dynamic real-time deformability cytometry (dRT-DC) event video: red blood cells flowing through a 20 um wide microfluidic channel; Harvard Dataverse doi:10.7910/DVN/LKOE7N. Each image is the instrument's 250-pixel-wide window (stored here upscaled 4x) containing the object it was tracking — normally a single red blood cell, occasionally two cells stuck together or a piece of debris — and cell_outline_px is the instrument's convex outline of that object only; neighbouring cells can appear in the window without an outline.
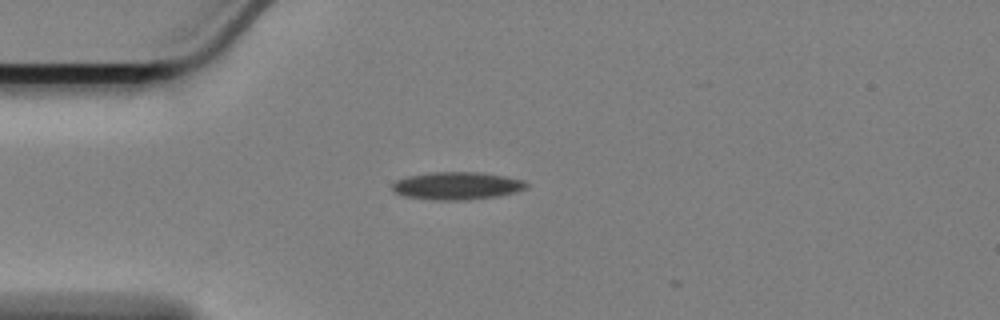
{"species": "Egyptian fruit bat (a non-hibernating species)", "species_latin": "Rousettus aegyptiacus", "temperature_condition": "cold", "stored_images_in_passage": 2, "camera_frame_rate_fps": 3000, "um_per_image_px": 0.085, "animal": {"sex": "female"}, "frame": {"image": 1, "passage_image": 1, "time_ms": 0.0, "image_size_px": [1000, 320], "cell_outline_px": [[528, 188], [516, 192], [496, 196], [468, 200], [432, 200], [404, 196], [392, 192], [392, 184], [396, 180], [408, 176], [436, 172], [476, 172], [504, 176], [524, 180], [528, 184]], "centroid_in_image_um": [38.83, 15.8], "position_along_channel_um": 46.2, "area_um2": 21.68}}